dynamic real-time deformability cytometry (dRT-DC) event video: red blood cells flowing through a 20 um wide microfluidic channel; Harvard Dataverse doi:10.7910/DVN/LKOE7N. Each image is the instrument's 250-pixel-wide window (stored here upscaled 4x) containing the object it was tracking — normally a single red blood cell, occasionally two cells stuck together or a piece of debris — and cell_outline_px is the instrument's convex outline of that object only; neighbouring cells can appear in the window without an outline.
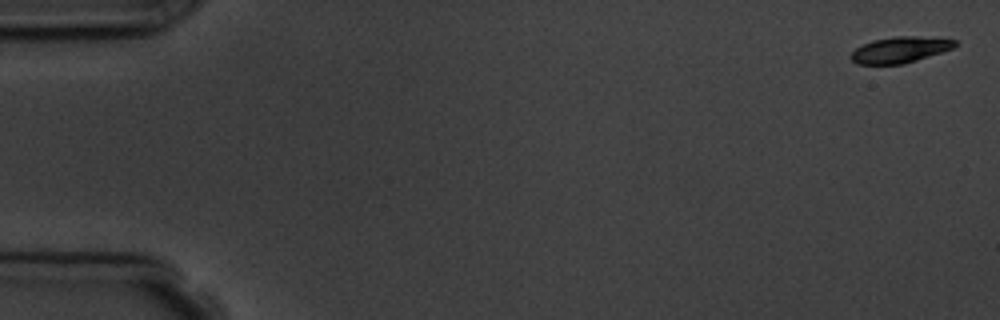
{"species": "common noctule bat (a hibernating species)", "species_latin": "Nyctalus noctula", "temperature_condition": "room temperature", "stored_images_in_passage": 5, "camera_frame_rate_fps": 3000, "um_per_image_px": 0.085, "animal": {"sex": "male", "body_mass_g": 19.5, "forearm_length_mm": 54.6}, "frame": {"image": 1, "passage_image": 1, "time_ms": 0.0, "image_size_px": [1000, 320], "cell_outline_px": [[956, 44], [952, 48], [904, 64], [856, 64], [848, 56], [856, 48], [872, 40], [896, 36], [916, 36], [956, 40]], "centroid_in_image_um": [76.44, 4.23], "position_along_channel_um": 8.6, "area_um2": 15.55}}
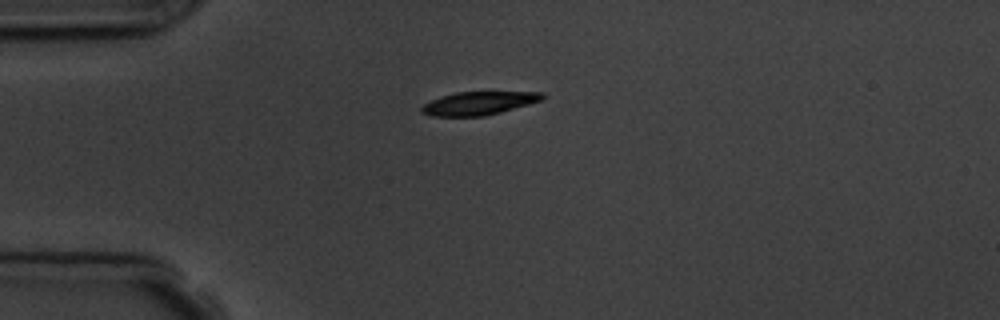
{"frame": {"image": 2, "passage_image": 5, "time_ms": 4.333, "image_size_px": [1000, 320], "cell_outline_px": [[544, 96], [540, 100], [528, 104], [500, 112], [484, 116], [432, 116], [420, 112], [420, 108], [424, 104], [440, 96], [456, 92], [544, 92]], "centroid_in_image_um": [40.64, 8.77], "position_along_channel_um": 44.4, "area_um2": 16.18}}